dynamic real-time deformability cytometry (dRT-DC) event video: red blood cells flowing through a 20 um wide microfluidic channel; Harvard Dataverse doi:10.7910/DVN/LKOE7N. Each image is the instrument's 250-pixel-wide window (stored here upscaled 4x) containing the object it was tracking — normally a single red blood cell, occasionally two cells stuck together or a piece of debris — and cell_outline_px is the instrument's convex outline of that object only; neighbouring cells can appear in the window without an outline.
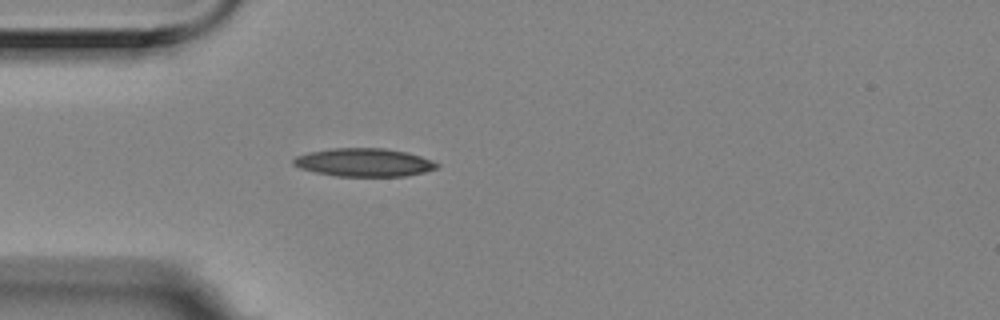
{"species": "Egyptian fruit bat (a non-hibernating species)", "species_latin": "Rousettus aegyptiacus", "temperature_condition": "room temperature", "stored_images_in_passage": 3, "camera_frame_rate_fps": 3000, "um_per_image_px": 0.085, "animal": {"sex": "female"}, "frame": {"image": 1, "passage_image": 3, "time_ms": 0.667, "image_size_px": [1000, 320], "cell_outline_px": [[440, 164], [436, 168], [424, 172], [404, 176], [336, 176], [316, 172], [300, 168], [292, 164], [292, 160], [296, 156], [308, 152], [332, 148], [384, 148], [408, 152], [432, 160]], "centroid_in_image_um": [30.93, 13.8], "position_along_channel_um": 54.1, "area_um2": 23.58}}